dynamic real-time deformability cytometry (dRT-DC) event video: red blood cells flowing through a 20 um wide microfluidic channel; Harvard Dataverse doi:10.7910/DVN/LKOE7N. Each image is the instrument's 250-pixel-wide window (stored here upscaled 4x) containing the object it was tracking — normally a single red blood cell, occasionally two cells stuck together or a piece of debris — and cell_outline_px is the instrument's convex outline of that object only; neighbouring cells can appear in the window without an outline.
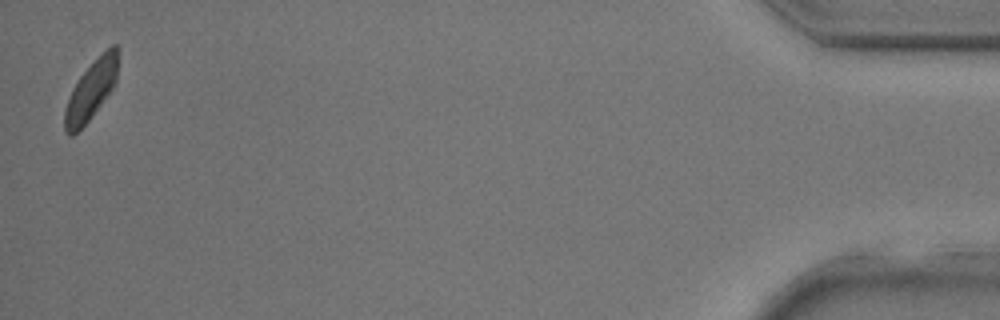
{"species": "common noctule bat (a hibernating species)", "species_latin": "Nyctalus noctula", "temperature_condition": "room temperature", "stored_images_in_passage": 26, "camera_frame_rate_fps": 3000, "um_per_image_px": 0.085, "animal": {"sex": "male", "body_mass_g": 17.9, "forearm_length_mm": 54.2}, "frame": {"image": 1, "passage_image": 26, "time_ms": 8.333, "image_size_px": [1000, 320], "cell_outline_px": [[120, 48], [116, 84], [88, 120], [72, 136], [68, 136], [64, 132], [64, 108], [80, 76], [112, 44], [116, 44]], "centroid_in_image_um": [7.78, 7.65], "position_along_channel_um": 427.4, "area_um2": 18.03}}